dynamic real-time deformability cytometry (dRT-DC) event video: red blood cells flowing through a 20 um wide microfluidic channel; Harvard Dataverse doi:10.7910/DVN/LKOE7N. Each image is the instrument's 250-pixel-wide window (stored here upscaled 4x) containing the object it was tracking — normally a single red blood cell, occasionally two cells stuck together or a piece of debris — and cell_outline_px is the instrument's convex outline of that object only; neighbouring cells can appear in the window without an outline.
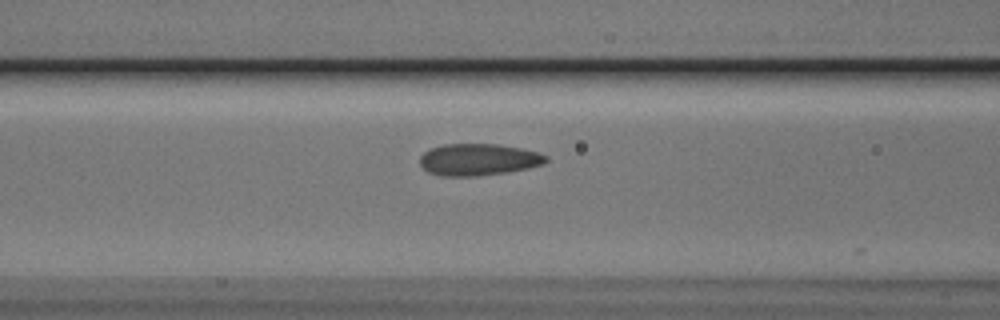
{"species": "Egyptian fruit bat (a non-hibernating species)", "species_latin": "Rousettus aegyptiacus", "temperature_condition": "cold", "stored_images_in_passage": 36, "camera_frame_rate_fps": 3000, "um_per_image_px": 0.085, "animal": {"sex": "male"}, "frame": {"image": 1, "passage_image": 4, "time_ms": 1.0, "image_size_px": [1000, 320], "cell_outline_px": [[548, 160], [544, 164], [528, 168], [508, 172], [476, 176], [440, 176], [428, 172], [420, 164], [420, 156], [428, 148], [444, 144], [500, 144], [540, 152], [548, 156]], "centroid_in_image_um": [40.67, 13.56], "position_along_channel_um": 125.9, "area_um2": 23.64}}
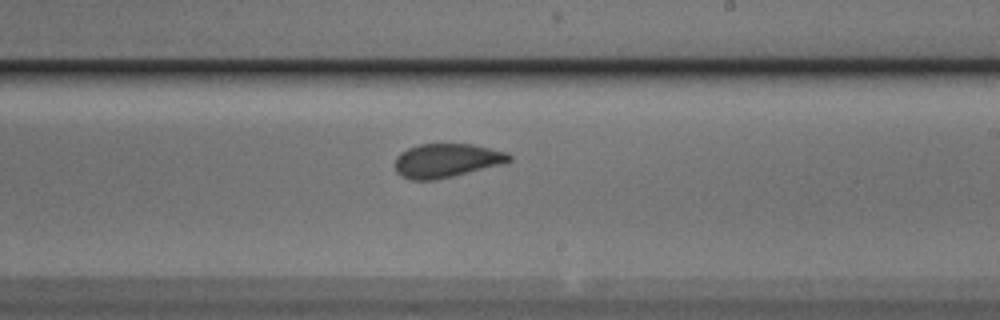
{"frame": {"image": 2, "passage_image": 14, "time_ms": 4.333, "image_size_px": [1000, 320], "cell_outline_px": [[512, 160], [504, 164], [436, 180], [408, 180], [400, 176], [396, 172], [396, 156], [400, 152], [416, 144], [472, 144], [508, 152], [512, 156]], "centroid_in_image_um": [37.96, 13.65], "position_along_channel_um": 251.0, "area_um2": 22.83}}
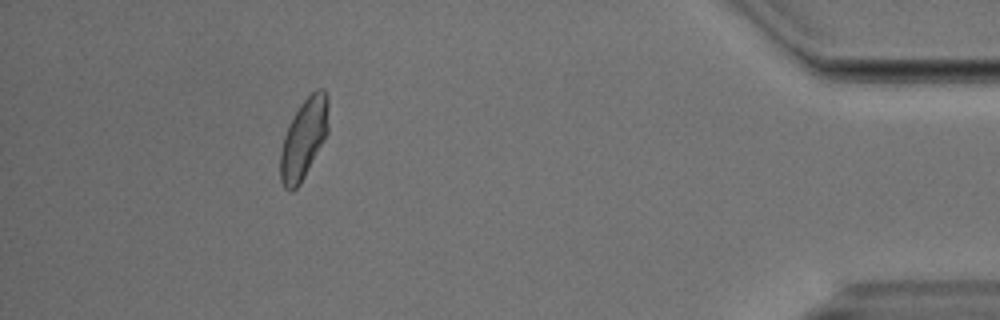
{"frame": {"image": 3, "passage_image": 31, "time_ms": 10.0, "image_size_px": [1000, 320], "cell_outline_px": [[328, 132], [324, 140], [300, 184], [292, 192], [284, 188], [280, 180], [280, 152], [284, 136], [300, 104], [316, 88], [324, 88], [328, 96]], "centroid_in_image_um": [25.83, 11.79], "position_along_channel_um": 409.4, "area_um2": 22.31}}